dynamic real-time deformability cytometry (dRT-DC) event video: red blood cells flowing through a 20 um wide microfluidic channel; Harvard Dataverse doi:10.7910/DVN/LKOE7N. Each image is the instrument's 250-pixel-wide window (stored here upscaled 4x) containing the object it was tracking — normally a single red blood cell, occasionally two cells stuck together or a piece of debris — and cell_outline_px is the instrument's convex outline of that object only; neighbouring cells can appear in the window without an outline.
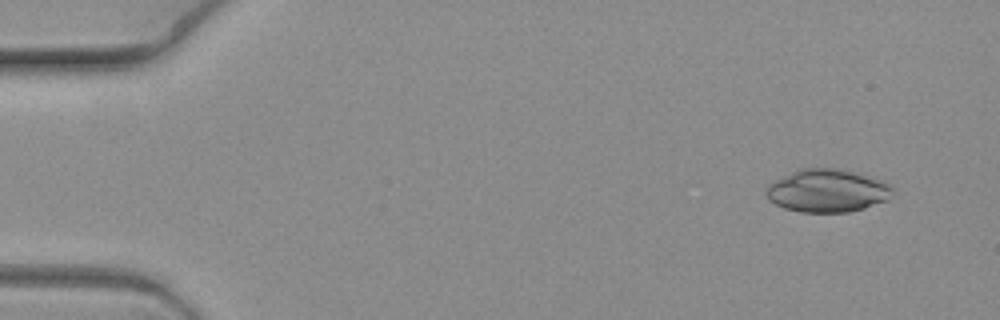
{"species": "common noctule bat (a hibernating species)", "species_latin": "Nyctalus noctula", "temperature_condition": "warm", "stored_images_in_passage": 8, "camera_frame_rate_fps": 3000, "um_per_image_px": 0.085, "animal": {"sex": "female", "body_mass_g": 19.3, "forearm_length_mm": 54.1}, "frame": {"image": 1, "passage_image": 2, "time_ms": 0.333, "image_size_px": [1000, 320], "cell_outline_px": [[892, 188], [888, 200], [864, 208], [848, 212], [800, 212], [784, 208], [768, 200], [764, 196], [764, 188], [768, 184], [792, 172], [804, 168], [832, 168], [852, 172], [880, 180], [888, 184]], "centroid_in_image_um": [70.25, 16.23], "position_along_channel_um": 14.8, "area_um2": 31.33}}